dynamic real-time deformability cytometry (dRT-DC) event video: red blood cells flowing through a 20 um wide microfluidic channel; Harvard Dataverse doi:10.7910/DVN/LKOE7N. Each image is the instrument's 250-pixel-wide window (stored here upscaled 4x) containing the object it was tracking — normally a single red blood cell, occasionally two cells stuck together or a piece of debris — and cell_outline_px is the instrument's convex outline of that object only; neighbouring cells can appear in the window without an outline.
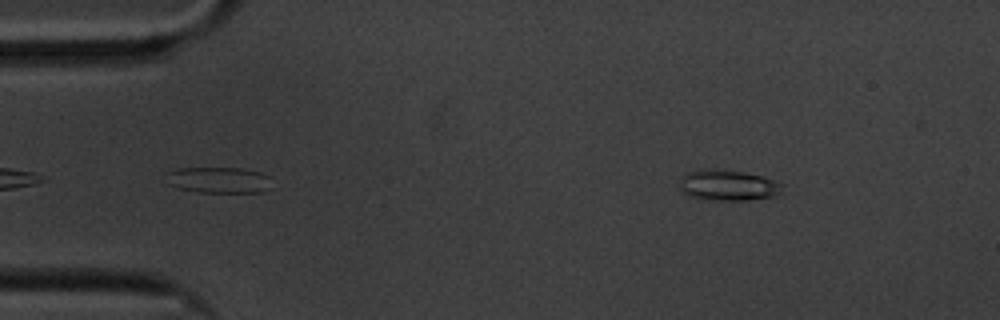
{"species": "common noctule bat (a hibernating species)", "species_latin": "Nyctalus noctula", "temperature_condition": "cold", "stored_images_in_passage": 43, "camera_frame_rate_fps": 3000, "um_per_image_px": 0.085, "animal": {"sex": "male", "body_mass_g": 20.1, "forearm_length_mm": 53.5}, "frame": {"image": 1, "passage_image": 1, "time_ms": 0.0, "image_size_px": [1000, 320], "cell_outline_px": [[784, 184], [780, 192], [776, 196], [748, 200], [712, 200], [692, 196], [684, 192], [680, 188], [680, 180], [688, 172], [700, 168], [716, 168], [744, 172], [776, 180]], "centroid_in_image_um": [61.91, 15.73], "position_along_channel_um": 23.1, "area_um2": 18.5}}
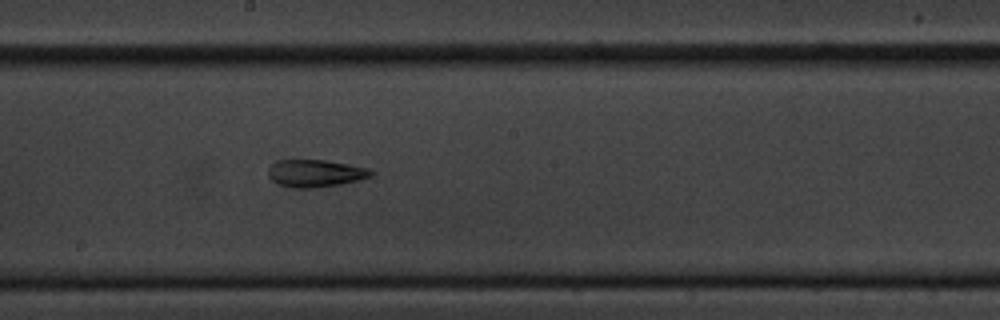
{"frame": {"image": 2, "passage_image": 25, "time_ms": 8.0, "image_size_px": [1000, 320], "cell_outline_px": [[372, 176], [340, 184], [312, 188], [292, 188], [280, 184], [272, 180], [268, 176], [268, 168], [276, 160], [324, 160], [348, 164], [368, 168], [372, 172]], "centroid_in_image_um": [26.76, 14.72], "position_along_channel_um": 221.4, "area_um2": 16.24}}
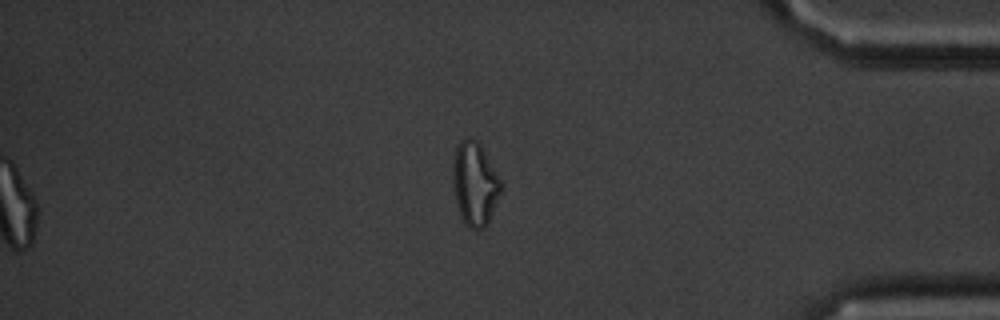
{"frame": {"image": 3, "passage_image": 43, "time_ms": 14.0, "image_size_px": [1000, 320], "cell_outline_px": [[500, 192], [488, 220], [484, 228], [468, 228], [464, 224], [456, 204], [452, 184], [452, 168], [456, 144], [460, 140], [468, 136], [476, 140], [480, 144], [496, 172], [500, 180]], "centroid_in_image_um": [40.3, 15.58], "position_along_channel_um": 394.9, "area_um2": 23.18}, "authors_computed_cell_mechanics": {"area_um2": 16.473, "velocity_mm_per_s": 3.3716, "shape_relaxation_time_tau1_ms": null, "shape_relaxation_time_tau2_ms": 5.304, "deformation_change_tau1": null, "deformation_change_tau2": 0.1674}}